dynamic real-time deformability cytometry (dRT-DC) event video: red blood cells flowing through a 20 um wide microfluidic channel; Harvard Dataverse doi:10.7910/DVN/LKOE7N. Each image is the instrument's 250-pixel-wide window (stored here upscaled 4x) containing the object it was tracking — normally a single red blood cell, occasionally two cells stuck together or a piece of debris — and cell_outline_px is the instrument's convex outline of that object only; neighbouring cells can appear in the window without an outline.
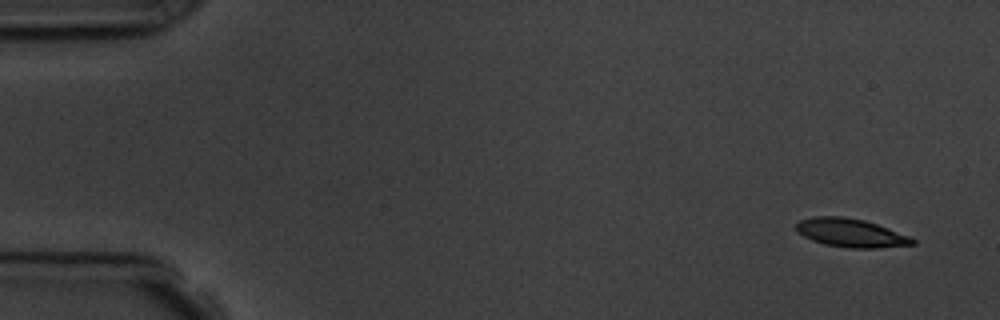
{"species": "common noctule bat (a hibernating species)", "species_latin": "Nyctalus noctula", "temperature_condition": "room temperature", "stored_images_in_passage": 4, "camera_frame_rate_fps": 3000, "um_per_image_px": 0.085, "animal": {"sex": "male", "body_mass_g": 19.5, "forearm_length_mm": 54.6}, "frame": {"image": 1, "passage_image": 1, "time_ms": 0.0, "image_size_px": [1000, 320], "cell_outline_px": [[916, 244], [880, 248], [848, 248], [824, 244], [812, 240], [804, 236], [796, 228], [796, 224], [800, 220], [812, 216], [844, 216], [864, 220], [888, 228], [908, 236], [916, 240]], "centroid_in_image_um": [72.32, 19.79], "position_along_channel_um": 12.7, "area_um2": 19.25}}
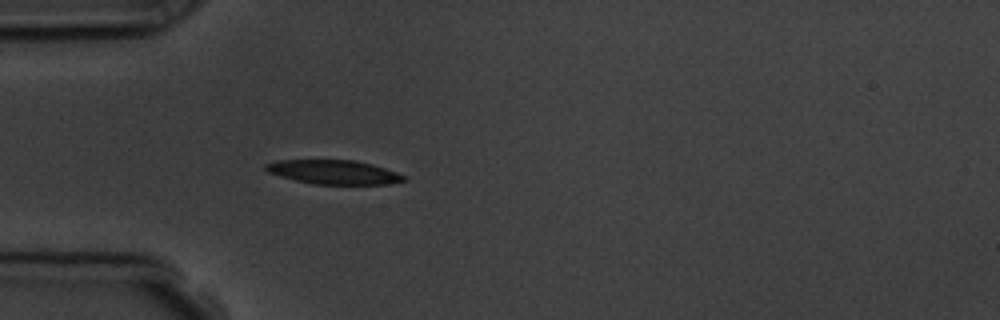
{"frame": {"image": 2, "passage_image": 4, "time_ms": 4.333, "image_size_px": [1000, 320], "cell_outline_px": [[408, 180], [388, 184], [312, 184], [280, 176], [268, 172], [264, 168], [264, 164], [276, 160], [356, 160], [372, 164], [396, 172], [404, 176]], "centroid_in_image_um": [28.35, 14.62], "position_along_channel_um": 56.6, "area_um2": 19.36}}